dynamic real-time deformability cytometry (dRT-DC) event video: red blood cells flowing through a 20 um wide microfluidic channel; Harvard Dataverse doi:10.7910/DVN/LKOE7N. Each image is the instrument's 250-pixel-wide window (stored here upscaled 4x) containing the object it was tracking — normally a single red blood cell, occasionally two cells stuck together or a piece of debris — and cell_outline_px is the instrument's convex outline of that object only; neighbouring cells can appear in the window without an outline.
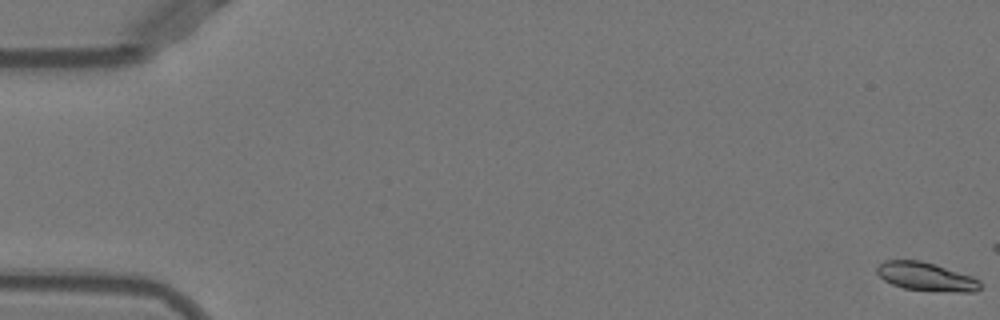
{"species": "Egyptian fruit bat (a non-hibernating species)", "species_latin": "Rousettus aegyptiacus", "temperature_condition": "warm", "stored_images_in_passage": 10, "camera_frame_rate_fps": 3000, "um_per_image_px": 0.085, "animal": {"sex": "female"}, "frame": {"image": 1, "passage_image": 1, "time_ms": 0.0, "image_size_px": [1000, 320], "cell_outline_px": [[980, 288], [976, 292], [956, 292], [904, 288], [892, 284], [884, 280], [876, 272], [876, 268], [884, 260], [920, 260], [936, 264], [972, 276], [980, 280]], "centroid_in_image_um": [78.73, 23.5], "position_along_channel_um": 6.3, "area_um2": 17.11}}